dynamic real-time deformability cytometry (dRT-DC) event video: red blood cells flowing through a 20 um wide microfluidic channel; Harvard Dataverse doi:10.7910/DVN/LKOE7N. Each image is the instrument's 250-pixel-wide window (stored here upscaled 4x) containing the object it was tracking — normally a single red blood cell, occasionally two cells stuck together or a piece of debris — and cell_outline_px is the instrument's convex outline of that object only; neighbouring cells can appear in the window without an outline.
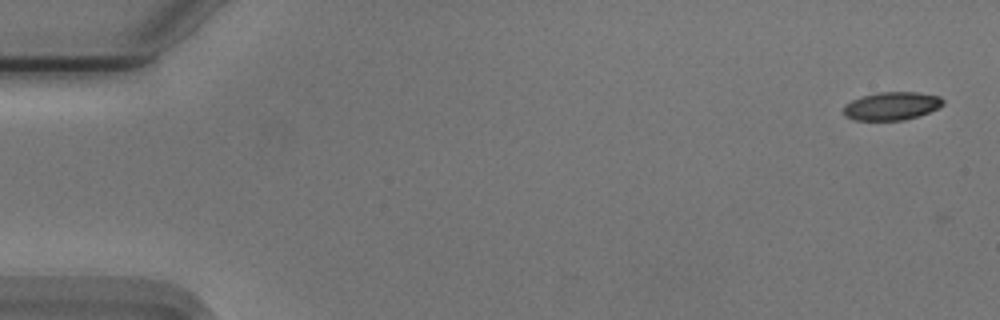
{"species": "Egyptian fruit bat (a non-hibernating species)", "species_latin": "Rousettus aegyptiacus", "temperature_condition": "cold", "stored_images_in_passage": 54, "camera_frame_rate_fps": 3000, "um_per_image_px": 0.085, "animal": {"sex": "male"}, "frame": {"image": 1, "passage_image": 1, "time_ms": 0.0, "image_size_px": [1000, 320], "cell_outline_px": [[944, 104], [920, 116], [904, 120], [852, 120], [844, 116], [844, 104], [860, 96], [880, 92], [916, 92], [940, 96], [944, 100]], "centroid_in_image_um": [75.77, 9.01], "position_along_channel_um": 9.2, "area_um2": 16.42}}
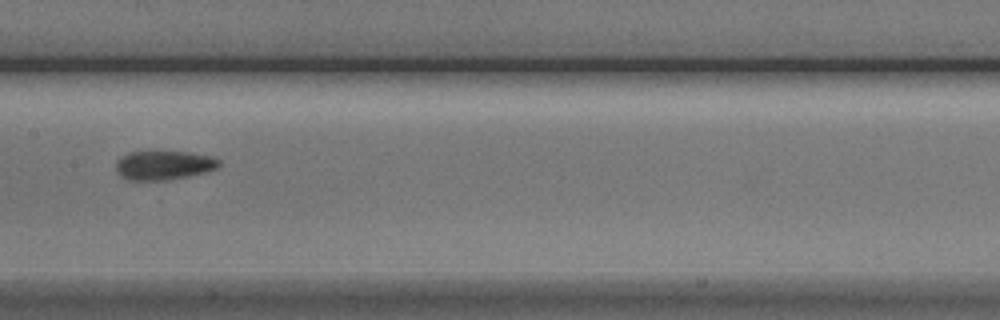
{"frame": {"image": 2, "passage_image": 27, "time_ms": 8.667, "image_size_px": [1000, 320], "cell_outline_px": [[220, 164], [216, 168], [204, 172], [188, 176], [168, 180], [128, 180], [120, 176], [116, 172], [116, 160], [120, 156], [128, 152], [148, 148], [188, 152], [212, 156], [220, 160]], "centroid_in_image_um": [13.85, 13.99], "position_along_channel_um": 193.6, "area_um2": 18.38}}
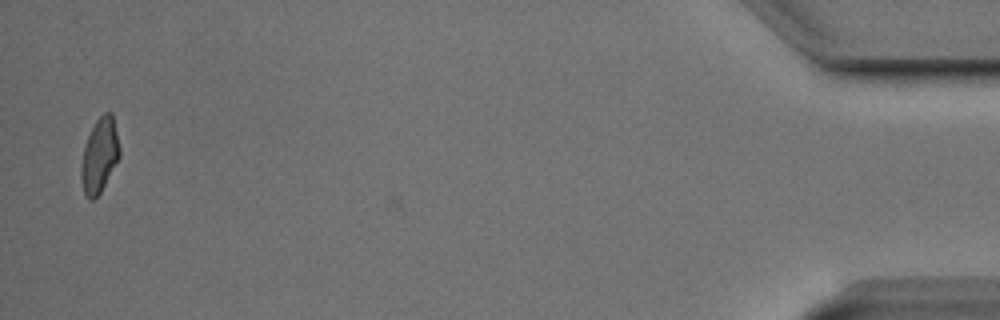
{"frame": {"image": 3, "passage_image": 53, "time_ms": 17.333, "image_size_px": [1000, 320], "cell_outline_px": [[120, 156], [100, 192], [92, 200], [88, 200], [84, 192], [80, 176], [80, 172], [84, 148], [88, 136], [96, 120], [104, 112], [112, 112], [120, 148]], "centroid_in_image_um": [8.46, 13.2], "position_along_channel_um": 426.7, "area_um2": 16.42}, "authors_computed_cell_mechanics": {"area_um2": 17.3111, "velocity_mm_per_s": 3.7424, "shape_relaxation_time_tau1_ms": 3.7037, "shape_relaxation_time_tau2_ms": 1.9026, "deformation_change_tau1": 0.1347, "deformation_change_tau2": 0.0712}}